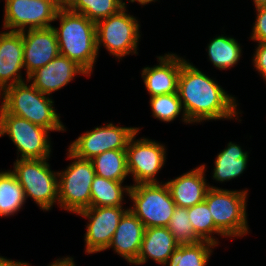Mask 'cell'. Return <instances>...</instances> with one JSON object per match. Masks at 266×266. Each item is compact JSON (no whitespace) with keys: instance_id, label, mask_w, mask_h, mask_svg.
<instances>
[{"instance_id":"6da1fadb","label":"cell","mask_w":266,"mask_h":266,"mask_svg":"<svg viewBox=\"0 0 266 266\" xmlns=\"http://www.w3.org/2000/svg\"><path fill=\"white\" fill-rule=\"evenodd\" d=\"M178 95L183 107L182 120L186 123L232 119L238 114L235 98L183 58Z\"/></svg>"},{"instance_id":"7a4b0ae2","label":"cell","mask_w":266,"mask_h":266,"mask_svg":"<svg viewBox=\"0 0 266 266\" xmlns=\"http://www.w3.org/2000/svg\"><path fill=\"white\" fill-rule=\"evenodd\" d=\"M60 28L53 26L60 54L81 66L90 76L98 55L96 23L85 15L70 11L62 6L55 17Z\"/></svg>"},{"instance_id":"3957f363","label":"cell","mask_w":266,"mask_h":266,"mask_svg":"<svg viewBox=\"0 0 266 266\" xmlns=\"http://www.w3.org/2000/svg\"><path fill=\"white\" fill-rule=\"evenodd\" d=\"M2 92L1 107L7 113L24 118L50 131H65L53 107L54 101L32 84L27 85L24 81L8 86Z\"/></svg>"},{"instance_id":"277c9868","label":"cell","mask_w":266,"mask_h":266,"mask_svg":"<svg viewBox=\"0 0 266 266\" xmlns=\"http://www.w3.org/2000/svg\"><path fill=\"white\" fill-rule=\"evenodd\" d=\"M248 190L231 191L209 186L205 202L216 228L225 237L243 236L248 233L246 198Z\"/></svg>"},{"instance_id":"5b68a950","label":"cell","mask_w":266,"mask_h":266,"mask_svg":"<svg viewBox=\"0 0 266 266\" xmlns=\"http://www.w3.org/2000/svg\"><path fill=\"white\" fill-rule=\"evenodd\" d=\"M47 159H17L12 171L24 190L42 210L58 202V172L50 170ZM54 172V173H53Z\"/></svg>"},{"instance_id":"8992f818","label":"cell","mask_w":266,"mask_h":266,"mask_svg":"<svg viewBox=\"0 0 266 266\" xmlns=\"http://www.w3.org/2000/svg\"><path fill=\"white\" fill-rule=\"evenodd\" d=\"M68 158L75 161L63 172L58 171V204L77 214L90 207L91 183L96 173L91 160L80 159L69 150Z\"/></svg>"},{"instance_id":"52a82bcc","label":"cell","mask_w":266,"mask_h":266,"mask_svg":"<svg viewBox=\"0 0 266 266\" xmlns=\"http://www.w3.org/2000/svg\"><path fill=\"white\" fill-rule=\"evenodd\" d=\"M128 196L134 202L129 208L143 223L145 228L167 227L175 208L169 188L165 184H133Z\"/></svg>"},{"instance_id":"ba28073f","label":"cell","mask_w":266,"mask_h":266,"mask_svg":"<svg viewBox=\"0 0 266 266\" xmlns=\"http://www.w3.org/2000/svg\"><path fill=\"white\" fill-rule=\"evenodd\" d=\"M50 130L7 113L0 106V137L8 135L21 153L20 159H47L51 152Z\"/></svg>"},{"instance_id":"9c48e42d","label":"cell","mask_w":266,"mask_h":266,"mask_svg":"<svg viewBox=\"0 0 266 266\" xmlns=\"http://www.w3.org/2000/svg\"><path fill=\"white\" fill-rule=\"evenodd\" d=\"M139 24L133 15L126 13V6L117 14L96 23L97 50L106 47L111 55L122 58L130 53L137 54L140 38Z\"/></svg>"},{"instance_id":"30bf717a","label":"cell","mask_w":266,"mask_h":266,"mask_svg":"<svg viewBox=\"0 0 266 266\" xmlns=\"http://www.w3.org/2000/svg\"><path fill=\"white\" fill-rule=\"evenodd\" d=\"M4 29L22 32L29 29L53 27L58 10L62 7L59 0H5ZM17 28V29H16Z\"/></svg>"},{"instance_id":"8fae6325","label":"cell","mask_w":266,"mask_h":266,"mask_svg":"<svg viewBox=\"0 0 266 266\" xmlns=\"http://www.w3.org/2000/svg\"><path fill=\"white\" fill-rule=\"evenodd\" d=\"M137 131V127H118L110 123L79 136L68 150L80 159L91 160L105 151L126 150L130 138Z\"/></svg>"},{"instance_id":"7c38bea8","label":"cell","mask_w":266,"mask_h":266,"mask_svg":"<svg viewBox=\"0 0 266 266\" xmlns=\"http://www.w3.org/2000/svg\"><path fill=\"white\" fill-rule=\"evenodd\" d=\"M137 131L126 148L128 173L133 175L135 184L159 183L155 176L166 160L165 145L141 138L135 140Z\"/></svg>"},{"instance_id":"4fadbf2b","label":"cell","mask_w":266,"mask_h":266,"mask_svg":"<svg viewBox=\"0 0 266 266\" xmlns=\"http://www.w3.org/2000/svg\"><path fill=\"white\" fill-rule=\"evenodd\" d=\"M127 210L122 206L88 207L77 213L89 219L85 234L86 253L108 249L119 221Z\"/></svg>"},{"instance_id":"5bb4252c","label":"cell","mask_w":266,"mask_h":266,"mask_svg":"<svg viewBox=\"0 0 266 266\" xmlns=\"http://www.w3.org/2000/svg\"><path fill=\"white\" fill-rule=\"evenodd\" d=\"M23 62L28 77L39 68L48 64L59 54L57 36L53 29H29L22 31Z\"/></svg>"},{"instance_id":"9a60e30c","label":"cell","mask_w":266,"mask_h":266,"mask_svg":"<svg viewBox=\"0 0 266 266\" xmlns=\"http://www.w3.org/2000/svg\"><path fill=\"white\" fill-rule=\"evenodd\" d=\"M76 74L89 76L88 73L76 62L59 54L45 66L33 72L28 81L40 92L50 95L67 85Z\"/></svg>"},{"instance_id":"2e32d148","label":"cell","mask_w":266,"mask_h":266,"mask_svg":"<svg viewBox=\"0 0 266 266\" xmlns=\"http://www.w3.org/2000/svg\"><path fill=\"white\" fill-rule=\"evenodd\" d=\"M23 67L22 33H0V94L8 86L24 82L20 72Z\"/></svg>"},{"instance_id":"e0dca14e","label":"cell","mask_w":266,"mask_h":266,"mask_svg":"<svg viewBox=\"0 0 266 266\" xmlns=\"http://www.w3.org/2000/svg\"><path fill=\"white\" fill-rule=\"evenodd\" d=\"M159 65L145 67L142 77L148 93L152 96L178 93V79L182 59L176 54L159 56Z\"/></svg>"},{"instance_id":"ac0fdd59","label":"cell","mask_w":266,"mask_h":266,"mask_svg":"<svg viewBox=\"0 0 266 266\" xmlns=\"http://www.w3.org/2000/svg\"><path fill=\"white\" fill-rule=\"evenodd\" d=\"M145 233V226L141 220L128 209L121 217L117 229L112 237L108 248L115 250L129 263L137 260L142 239Z\"/></svg>"},{"instance_id":"d6986e66","label":"cell","mask_w":266,"mask_h":266,"mask_svg":"<svg viewBox=\"0 0 266 266\" xmlns=\"http://www.w3.org/2000/svg\"><path fill=\"white\" fill-rule=\"evenodd\" d=\"M205 165H201L183 175L165 182L177 207L190 208L205 200L209 189L206 184Z\"/></svg>"},{"instance_id":"ffe728a7","label":"cell","mask_w":266,"mask_h":266,"mask_svg":"<svg viewBox=\"0 0 266 266\" xmlns=\"http://www.w3.org/2000/svg\"><path fill=\"white\" fill-rule=\"evenodd\" d=\"M179 246L168 227H149L145 228L140 251L135 265L144 264L148 258L156 263L167 264L168 259L174 250Z\"/></svg>"},{"instance_id":"44dd1931","label":"cell","mask_w":266,"mask_h":266,"mask_svg":"<svg viewBox=\"0 0 266 266\" xmlns=\"http://www.w3.org/2000/svg\"><path fill=\"white\" fill-rule=\"evenodd\" d=\"M247 162L248 153L243 152L241 146L230 142L216 157L213 178L220 182L234 179L243 173Z\"/></svg>"},{"instance_id":"7402d4cb","label":"cell","mask_w":266,"mask_h":266,"mask_svg":"<svg viewBox=\"0 0 266 266\" xmlns=\"http://www.w3.org/2000/svg\"><path fill=\"white\" fill-rule=\"evenodd\" d=\"M122 183L96 175L91 183L90 207L122 206L124 191L129 194L131 187Z\"/></svg>"},{"instance_id":"603a6c76","label":"cell","mask_w":266,"mask_h":266,"mask_svg":"<svg viewBox=\"0 0 266 266\" xmlns=\"http://www.w3.org/2000/svg\"><path fill=\"white\" fill-rule=\"evenodd\" d=\"M97 176L123 182L129 175L126 150H109L91 159Z\"/></svg>"},{"instance_id":"cb8c5ba5","label":"cell","mask_w":266,"mask_h":266,"mask_svg":"<svg viewBox=\"0 0 266 266\" xmlns=\"http://www.w3.org/2000/svg\"><path fill=\"white\" fill-rule=\"evenodd\" d=\"M25 200L24 190L15 174L11 170L0 172V216L15 214Z\"/></svg>"},{"instance_id":"d4e9b609","label":"cell","mask_w":266,"mask_h":266,"mask_svg":"<svg viewBox=\"0 0 266 266\" xmlns=\"http://www.w3.org/2000/svg\"><path fill=\"white\" fill-rule=\"evenodd\" d=\"M125 6L123 0H71L66 5L70 11L85 15L94 23L117 14Z\"/></svg>"},{"instance_id":"484cf974","label":"cell","mask_w":266,"mask_h":266,"mask_svg":"<svg viewBox=\"0 0 266 266\" xmlns=\"http://www.w3.org/2000/svg\"><path fill=\"white\" fill-rule=\"evenodd\" d=\"M207 50L213 65L224 70L236 65L242 52L236 39L223 35L210 41Z\"/></svg>"},{"instance_id":"4316f807","label":"cell","mask_w":266,"mask_h":266,"mask_svg":"<svg viewBox=\"0 0 266 266\" xmlns=\"http://www.w3.org/2000/svg\"><path fill=\"white\" fill-rule=\"evenodd\" d=\"M216 245L208 241L179 245L171 254L169 266H206Z\"/></svg>"},{"instance_id":"83f0119b","label":"cell","mask_w":266,"mask_h":266,"mask_svg":"<svg viewBox=\"0 0 266 266\" xmlns=\"http://www.w3.org/2000/svg\"><path fill=\"white\" fill-rule=\"evenodd\" d=\"M189 220L194 232L202 241L211 242L217 245L219 242L212 237V234L224 236L215 226L211 212L205 201L188 208Z\"/></svg>"},{"instance_id":"f1b7e54d","label":"cell","mask_w":266,"mask_h":266,"mask_svg":"<svg viewBox=\"0 0 266 266\" xmlns=\"http://www.w3.org/2000/svg\"><path fill=\"white\" fill-rule=\"evenodd\" d=\"M167 227L179 245L202 241L190 224L188 208L176 207Z\"/></svg>"},{"instance_id":"f546056e","label":"cell","mask_w":266,"mask_h":266,"mask_svg":"<svg viewBox=\"0 0 266 266\" xmlns=\"http://www.w3.org/2000/svg\"><path fill=\"white\" fill-rule=\"evenodd\" d=\"M150 106L153 116L161 121H173L183 110L178 93L152 96Z\"/></svg>"},{"instance_id":"4dcf8cb0","label":"cell","mask_w":266,"mask_h":266,"mask_svg":"<svg viewBox=\"0 0 266 266\" xmlns=\"http://www.w3.org/2000/svg\"><path fill=\"white\" fill-rule=\"evenodd\" d=\"M256 10L258 13L251 39L259 43H266V7H258Z\"/></svg>"},{"instance_id":"1f68e13d","label":"cell","mask_w":266,"mask_h":266,"mask_svg":"<svg viewBox=\"0 0 266 266\" xmlns=\"http://www.w3.org/2000/svg\"><path fill=\"white\" fill-rule=\"evenodd\" d=\"M253 57L254 67L266 80V43H259Z\"/></svg>"},{"instance_id":"d6a6232c","label":"cell","mask_w":266,"mask_h":266,"mask_svg":"<svg viewBox=\"0 0 266 266\" xmlns=\"http://www.w3.org/2000/svg\"><path fill=\"white\" fill-rule=\"evenodd\" d=\"M26 266H30L29 263H26ZM49 266H75L73 258L67 257L63 259H57L54 263Z\"/></svg>"},{"instance_id":"836d02e7","label":"cell","mask_w":266,"mask_h":266,"mask_svg":"<svg viewBox=\"0 0 266 266\" xmlns=\"http://www.w3.org/2000/svg\"><path fill=\"white\" fill-rule=\"evenodd\" d=\"M0 266H26V262L14 261L0 256Z\"/></svg>"},{"instance_id":"e575fe53","label":"cell","mask_w":266,"mask_h":266,"mask_svg":"<svg viewBox=\"0 0 266 266\" xmlns=\"http://www.w3.org/2000/svg\"><path fill=\"white\" fill-rule=\"evenodd\" d=\"M255 8L266 7V0H253Z\"/></svg>"},{"instance_id":"d590c367","label":"cell","mask_w":266,"mask_h":266,"mask_svg":"<svg viewBox=\"0 0 266 266\" xmlns=\"http://www.w3.org/2000/svg\"><path fill=\"white\" fill-rule=\"evenodd\" d=\"M130 2H138V3H140L141 5H145V4H147V3H150V2H153V1H156V0H129Z\"/></svg>"},{"instance_id":"8d00e7d4","label":"cell","mask_w":266,"mask_h":266,"mask_svg":"<svg viewBox=\"0 0 266 266\" xmlns=\"http://www.w3.org/2000/svg\"><path fill=\"white\" fill-rule=\"evenodd\" d=\"M61 3V6H66L71 0H59Z\"/></svg>"}]
</instances>
